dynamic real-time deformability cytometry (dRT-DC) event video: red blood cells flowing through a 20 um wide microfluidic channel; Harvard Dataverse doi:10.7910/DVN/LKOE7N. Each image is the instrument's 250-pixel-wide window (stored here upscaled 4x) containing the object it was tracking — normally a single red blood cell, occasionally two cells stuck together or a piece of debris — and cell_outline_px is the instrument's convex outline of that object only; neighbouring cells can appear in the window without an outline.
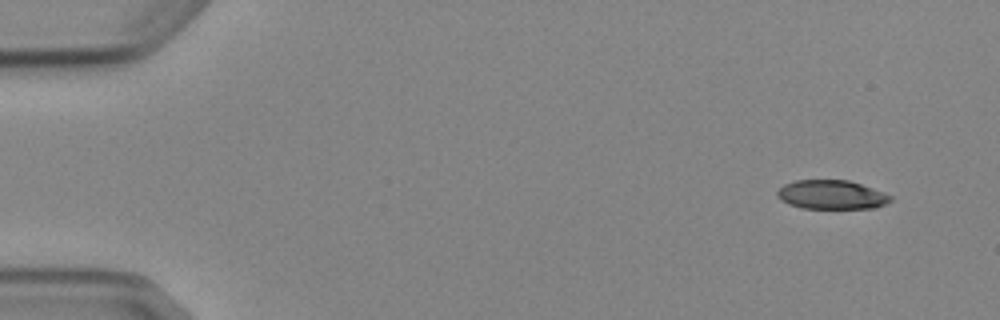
{"species": "Egyptian fruit bat (a non-hibernating species)", "species_latin": "Rousettus aegyptiacus", "temperature_condition": "cold", "stored_images_in_passage": 5, "camera_frame_rate_fps": 3000, "um_per_image_px": 0.085, "animal": {"sex": "female"}, "frame": {"image": 1, "passage_image": 1, "time_ms": 0.0, "image_size_px": [1000, 320], "cell_outline_px": [[892, 200], [888, 204], [876, 208], [800, 208], [788, 204], [780, 200], [776, 196], [776, 192], [784, 184], [796, 180], [848, 180], [872, 188], [892, 196]], "centroid_in_image_um": [70.67, 16.56], "position_along_channel_um": 14.3, "area_um2": 19.25}}
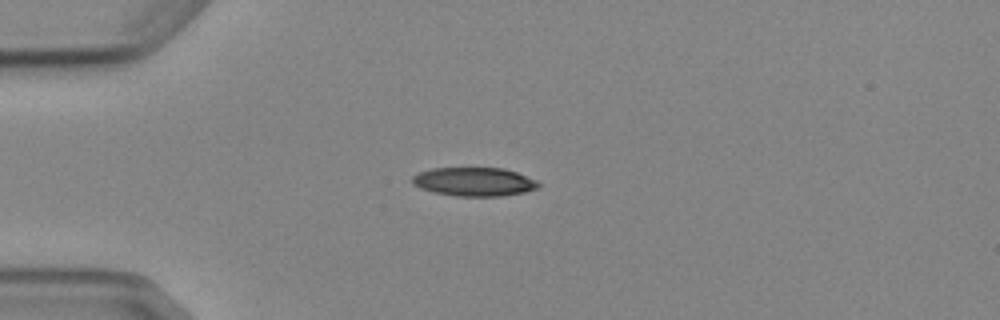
{"frame": {"image": 2, "passage_image": 4, "time_ms": 3.333, "image_size_px": [1000, 320], "cell_outline_px": [[540, 188], [524, 192], [504, 196], [456, 196], [436, 192], [420, 188], [412, 184], [412, 176], [420, 172], [432, 168], [504, 168], [516, 172], [536, 180], [540, 184]], "centroid_in_image_um": [40.32, 15.45], "position_along_channel_um": 44.7, "area_um2": 21.1}}